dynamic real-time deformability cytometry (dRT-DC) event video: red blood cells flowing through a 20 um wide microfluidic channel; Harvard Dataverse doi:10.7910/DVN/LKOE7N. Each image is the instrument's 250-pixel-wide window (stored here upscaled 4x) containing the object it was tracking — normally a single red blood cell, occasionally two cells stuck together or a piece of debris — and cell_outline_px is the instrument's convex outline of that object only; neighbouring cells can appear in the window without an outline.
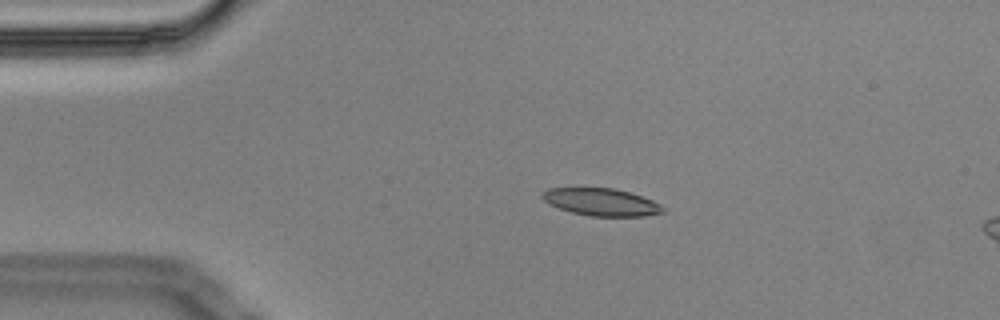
{"species": "Egyptian fruit bat (a non-hibernating species)", "species_latin": "Rousettus aegyptiacus", "temperature_condition": "cold", "stored_images_in_passage": 4, "camera_frame_rate_fps": 3000, "um_per_image_px": 0.085, "animal": {"sex": "male"}, "frame": {"image": 1, "passage_image": 2, "time_ms": 0.333, "image_size_px": [1000, 320], "cell_outline_px": [[664, 212], [644, 216], [588, 216], [572, 212], [548, 204], [540, 196], [548, 188], [616, 188], [652, 200], [660, 204], [664, 208]], "centroid_in_image_um": [51.1, 17.17], "position_along_channel_um": 33.9, "area_um2": 19.13}}